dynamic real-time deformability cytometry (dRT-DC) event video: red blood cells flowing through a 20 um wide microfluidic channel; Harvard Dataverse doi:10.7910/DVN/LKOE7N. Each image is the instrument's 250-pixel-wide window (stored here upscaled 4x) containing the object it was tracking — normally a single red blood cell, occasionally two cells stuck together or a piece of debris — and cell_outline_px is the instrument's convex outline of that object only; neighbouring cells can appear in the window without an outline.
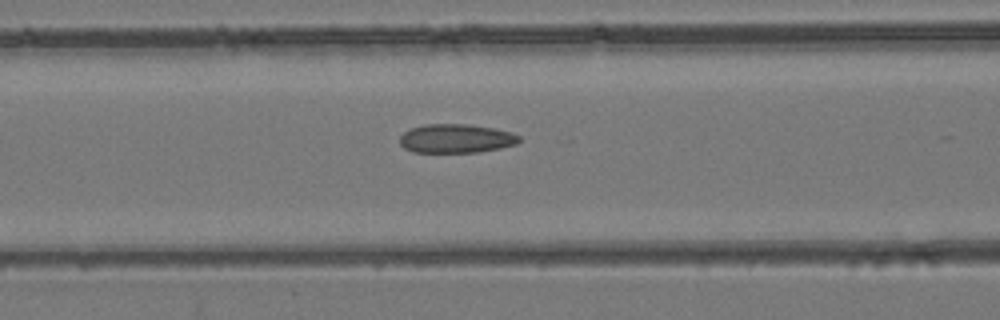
{"species": "common noctule bat (a hibernating species)", "species_latin": "Nyctalus noctula", "temperature_condition": "room temperature", "stored_images_in_passage": 23, "camera_frame_rate_fps": 3000, "um_per_image_px": 0.085, "animal": {"sex": "female", "body_mass_g": 24.6, "forearm_length_mm": 56.2}, "frame": {"image": 1, "passage_image": 8, "time_ms": 2.333, "image_size_px": [1000, 320], "cell_outline_px": [[520, 140], [516, 144], [500, 148], [476, 152], [412, 152], [404, 148], [400, 144], [400, 136], [404, 132], [412, 128], [424, 124], [468, 124], [492, 128], [512, 132], [520, 136]], "centroid_in_image_um": [38.76, 11.77], "position_along_channel_um": 127.8, "area_um2": 20.06}}
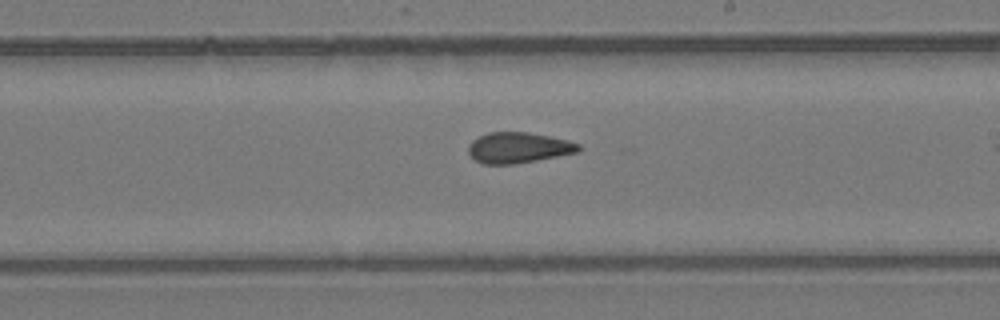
{"frame": {"image": 2, "passage_image": 16, "time_ms": 5.0, "image_size_px": [1000, 320], "cell_outline_px": [[580, 152], [536, 160], [512, 164], [484, 164], [476, 160], [468, 152], [468, 144], [472, 140], [488, 132], [528, 132], [568, 140], [580, 144]], "centroid_in_image_um": [44.07, 12.55], "position_along_channel_um": 244.9, "area_um2": 19.65}}
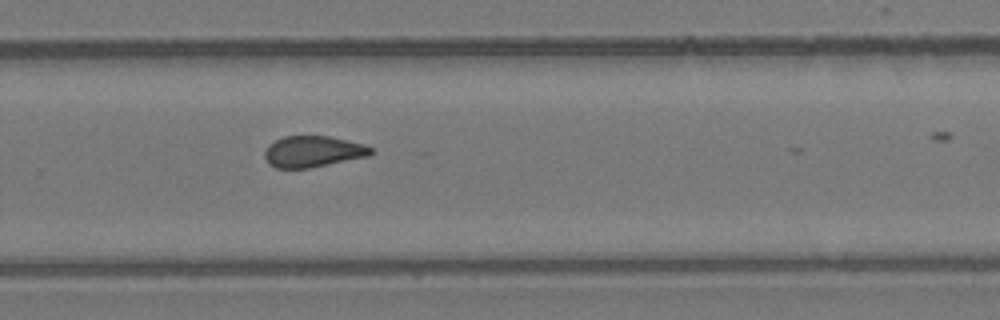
{"frame": {"image": 3, "passage_image": 20, "time_ms": 6.333, "image_size_px": [1000, 320], "cell_outline_px": [[376, 152], [372, 156], [308, 168], [276, 168], [268, 164], [264, 156], [264, 152], [268, 144], [284, 136], [328, 136], [364, 144], [372, 148]], "centroid_in_image_um": [26.63, 12.89], "position_along_channel_um": 303.2, "area_um2": 19.54}}